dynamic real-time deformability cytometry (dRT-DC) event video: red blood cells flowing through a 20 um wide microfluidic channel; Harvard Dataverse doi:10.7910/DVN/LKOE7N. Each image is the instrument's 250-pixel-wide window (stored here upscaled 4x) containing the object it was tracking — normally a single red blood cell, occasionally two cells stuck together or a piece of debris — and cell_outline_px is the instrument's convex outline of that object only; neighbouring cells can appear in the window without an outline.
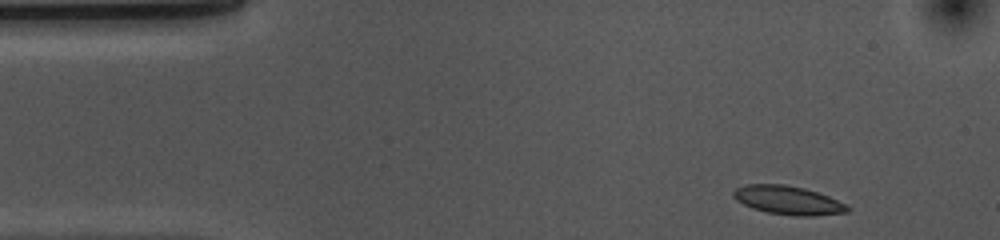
{"species": "common noctule bat (a hibernating species)", "species_latin": "Nyctalus noctula", "temperature_condition": "cold", "stored_images_in_passage": 41, "camera_frame_rate_fps": 3000, "um_per_image_px": 0.085, "animal": {"sex": "female", "body_mass_g": 10.0, "forearm_length_mm": 53.1}, "frame": {"image": 1, "passage_image": 1, "time_ms": 0.0, "image_size_px": [1000, 240], "cell_outline_px": [[848, 212], [812, 216], [796, 216], [768, 212], [752, 208], [736, 200], [732, 196], [732, 192], [736, 188], [748, 184], [784, 184], [804, 188], [828, 196], [844, 204], [848, 208]], "centroid_in_image_um": [66.93, 17.01], "position_along_channel_um": 18.1, "area_um2": 18.79}}
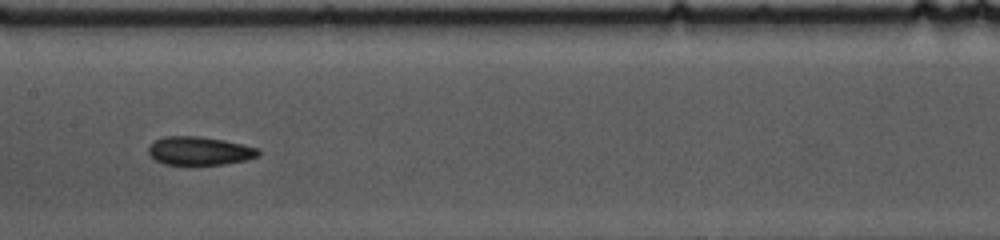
{"frame": {"image": 2, "passage_image": 21, "time_ms": 6.667, "image_size_px": [1000, 240], "cell_outline_px": [[260, 156], [244, 160], [224, 164], [164, 164], [156, 160], [148, 152], [148, 148], [156, 140], [164, 136], [200, 136], [224, 140], [244, 144], [260, 148]], "centroid_in_image_um": [17.0, 12.81], "position_along_channel_um": 190.4, "area_um2": 18.15}}
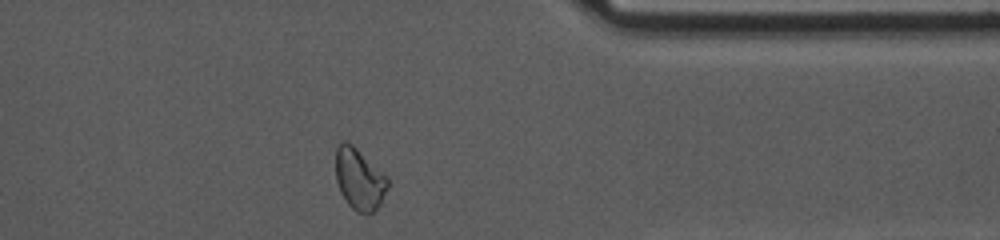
{"frame": {"image": 3, "passage_image": 38, "time_ms": 12.333, "image_size_px": [1000, 240], "cell_outline_px": [[388, 184], [380, 204], [372, 212], [356, 212], [348, 204], [340, 192], [336, 180], [336, 148], [340, 140], [344, 140], [352, 144], [388, 176]], "centroid_in_image_um": [30.52, 15.19], "position_along_channel_um": 380.9, "area_um2": 18.55}, "authors_computed_cell_mechanics": {"area_um2": 18.4382, "velocity_mm_per_s": 3.6416, "shape_relaxation_time_tau1_ms": 4.8023, "shape_relaxation_time_tau2_ms": 2.6836, "deformation_change_tau1": 0.1162, "deformation_change_tau2": 0.0783}}